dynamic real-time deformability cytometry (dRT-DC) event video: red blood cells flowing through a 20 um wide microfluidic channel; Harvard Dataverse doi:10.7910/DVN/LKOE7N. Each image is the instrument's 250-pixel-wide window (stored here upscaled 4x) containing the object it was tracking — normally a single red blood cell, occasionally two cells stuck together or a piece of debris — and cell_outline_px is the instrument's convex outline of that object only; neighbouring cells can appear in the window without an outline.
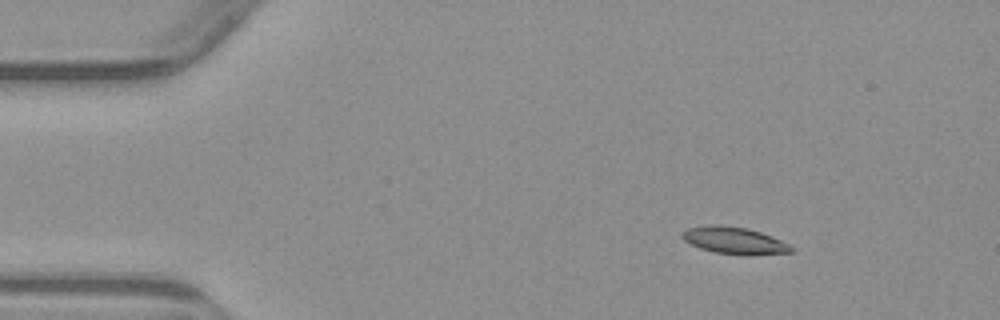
{"species": "common noctule bat (a hibernating species)", "species_latin": "Nyctalus noctula", "temperature_condition": "warm", "stored_images_in_passage": 6, "camera_frame_rate_fps": 3000, "um_per_image_px": 0.085, "animal": {"sex": "male", "body_mass_g": 23.1, "forearm_length_mm": 52.7}, "frame": {"image": 1, "passage_image": 3, "time_ms": 2.333, "image_size_px": [1000, 320], "cell_outline_px": [[792, 252], [716, 252], [700, 248], [684, 240], [680, 236], [688, 228], [712, 224], [720, 224], [744, 228], [760, 232], [772, 236], [788, 244], [792, 248]], "centroid_in_image_um": [62.31, 20.37], "position_along_channel_um": 22.7, "area_um2": 15.9}}
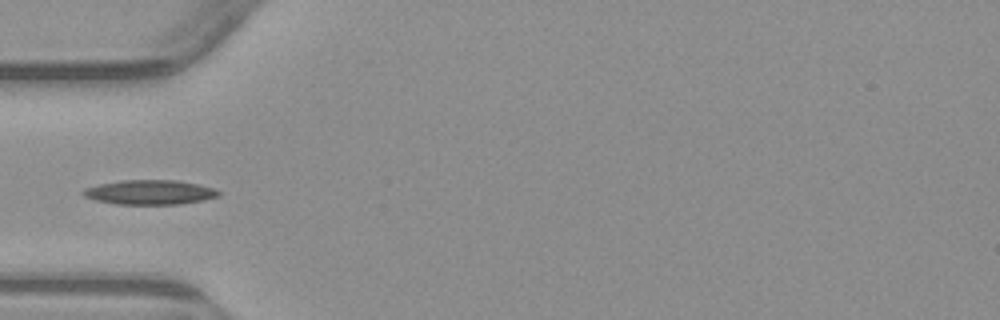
{"frame": {"image": 2, "passage_image": 5, "time_ms": 5.667, "image_size_px": [1000, 320], "cell_outline_px": [[220, 196], [180, 204], [116, 204], [96, 200], [84, 196], [80, 192], [84, 188], [100, 184], [120, 180], [176, 180], [196, 184], [212, 188], [220, 192]], "centroid_in_image_um": [12.68, 16.34], "position_along_channel_um": 72.3, "area_um2": 19.19}}
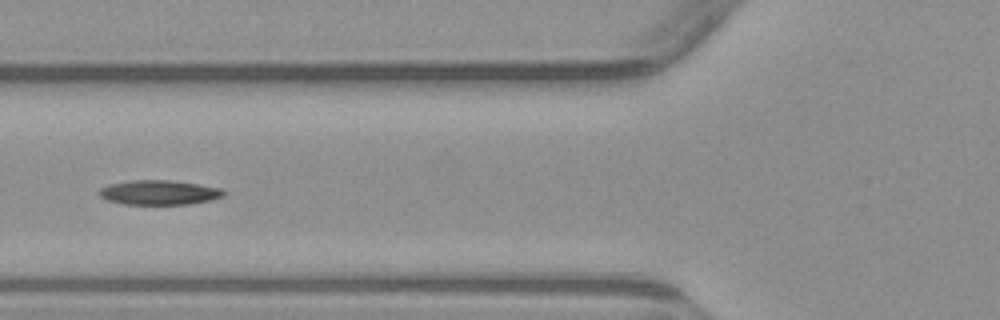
{"frame": {"image": 3, "passage_image": 6, "time_ms": 6.667, "image_size_px": [1000, 320], "cell_outline_px": [[228, 192], [224, 196], [212, 200], [188, 204], [124, 204], [108, 200], [100, 196], [100, 188], [108, 184], [128, 180], [172, 180], [220, 188]], "centroid_in_image_um": [13.55, 16.35], "position_along_channel_um": 112.3, "area_um2": 17.86}}